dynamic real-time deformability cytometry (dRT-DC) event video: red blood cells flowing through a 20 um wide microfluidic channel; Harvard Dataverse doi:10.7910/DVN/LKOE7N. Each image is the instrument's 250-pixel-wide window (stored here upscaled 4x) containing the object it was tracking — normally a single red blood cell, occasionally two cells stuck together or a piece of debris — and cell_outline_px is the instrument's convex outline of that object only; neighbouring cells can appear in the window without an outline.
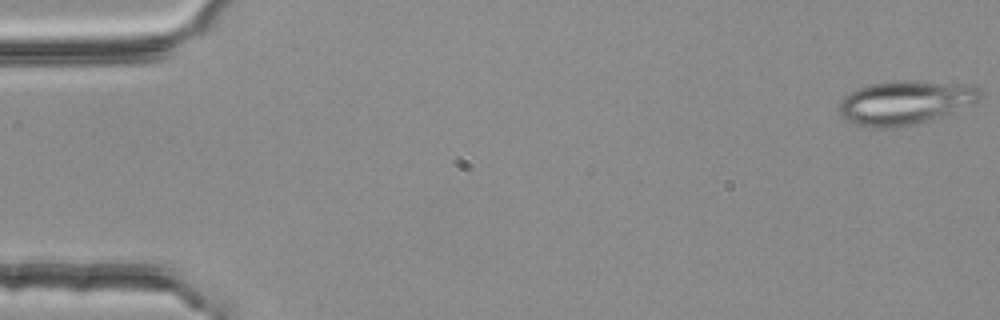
{"species": "common noctule bat (a hibernating species)", "species_latin": "Nyctalus noctula", "temperature_condition": "room temperature", "stored_images_in_passage": 4, "camera_frame_rate_fps": 3000, "um_per_image_px": 0.085, "animal": {"sex": "female", "body_mass_g": 25.1}, "frame": {"image": 1, "passage_image": 1, "time_ms": 0.0, "image_size_px": [1000, 320], "cell_outline_px": [[980, 96], [976, 104], [912, 124], [876, 128], [872, 128], [856, 124], [848, 120], [840, 112], [840, 100], [844, 96], [860, 88], [872, 84], [896, 80], [916, 80], [976, 84], [980, 88]], "centroid_in_image_um": [77.01, 8.67], "position_along_channel_um": 8.0, "area_um2": 35.66}}